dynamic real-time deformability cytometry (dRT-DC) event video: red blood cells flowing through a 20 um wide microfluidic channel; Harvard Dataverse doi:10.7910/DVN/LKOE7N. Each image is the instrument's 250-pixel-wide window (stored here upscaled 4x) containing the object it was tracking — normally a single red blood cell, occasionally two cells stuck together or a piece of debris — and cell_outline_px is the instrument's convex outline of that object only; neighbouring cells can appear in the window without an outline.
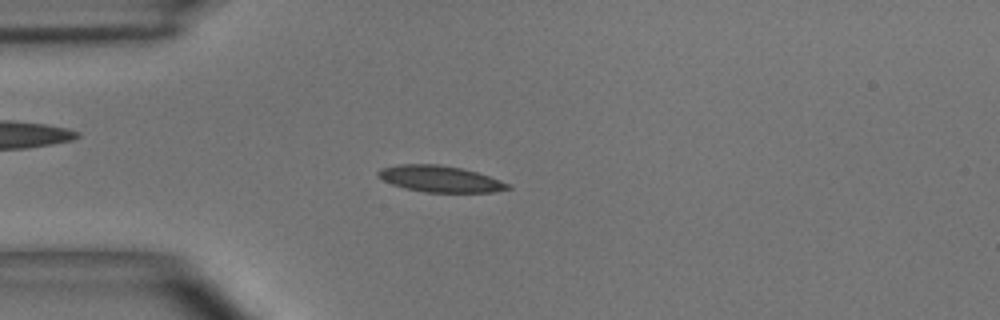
{"species": "common noctule bat (a hibernating species)", "species_latin": "Nyctalus noctula", "temperature_condition": "room temperature", "stored_images_in_passage": 53, "camera_frame_rate_fps": 3000, "um_per_image_px": 0.085, "animal": {"sex": "male", "body_mass_g": 15.6}, "frame": {"image": 1, "passage_image": 13, "time_ms": 4.0, "image_size_px": [1000, 320], "cell_outline_px": [[512, 188], [492, 192], [424, 192], [404, 188], [392, 184], [376, 176], [376, 172], [380, 168], [400, 164], [440, 164], [460, 168], [476, 172], [500, 180], [508, 184]], "centroid_in_image_um": [37.35, 15.2], "position_along_channel_um": 47.6, "area_um2": 19.83}}
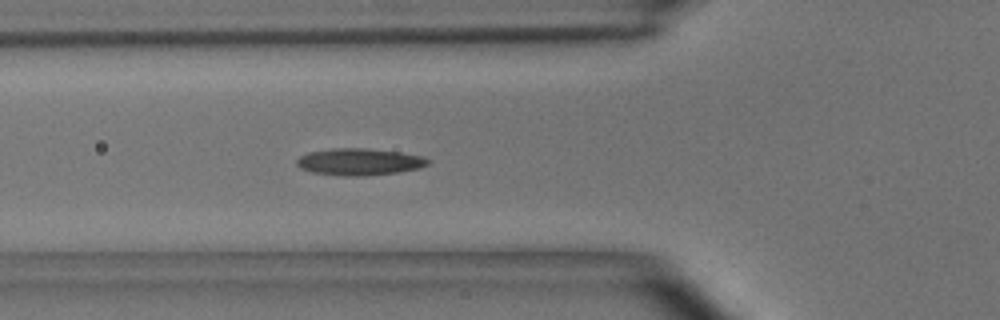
{"frame": {"image": 2, "passage_image": 18, "time_ms": 5.667, "image_size_px": [1000, 320], "cell_outline_px": [[432, 160], [428, 164], [420, 168], [400, 172], [364, 176], [344, 176], [312, 172], [300, 168], [296, 164], [296, 160], [300, 156], [308, 152], [332, 148], [364, 148], [400, 152], [424, 156]], "centroid_in_image_um": [30.57, 13.75], "position_along_channel_um": 95.2, "area_um2": 20.75}}
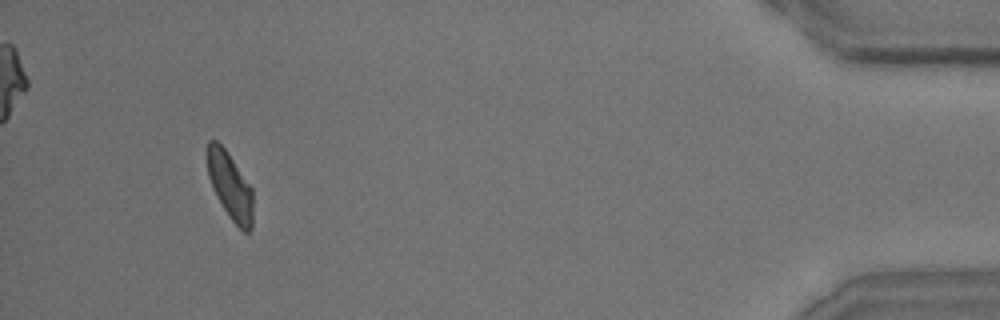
{"frame": {"image": 3, "passage_image": 50, "time_ms": 16.333, "image_size_px": [1000, 320], "cell_outline_px": [[252, 228], [248, 232], [244, 232], [232, 220], [216, 196], [208, 176], [208, 140], [216, 140], [228, 152], [252, 188]], "centroid_in_image_um": [19.57, 15.8], "position_along_channel_um": 415.6, "area_um2": 17.51}, "authors_computed_cell_mechanics": {"area_um2": 19.2474, "velocity_mm_per_s": 3.6406, "shape_relaxation_time_tau1_ms": 5.4927, "shape_relaxation_time_tau2_ms": 2.7753, "deformation_change_tau1": 0.1491, "deformation_change_tau2": 0.0858}}